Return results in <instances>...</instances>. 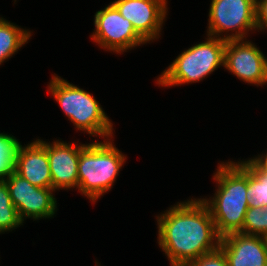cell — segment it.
I'll return each instance as SVG.
<instances>
[{"label":"cell","mask_w":267,"mask_h":266,"mask_svg":"<svg viewBox=\"0 0 267 266\" xmlns=\"http://www.w3.org/2000/svg\"><path fill=\"white\" fill-rule=\"evenodd\" d=\"M168 0H114L118 12L128 19L147 42L159 39L168 12ZM151 41V42H150Z\"/></svg>","instance_id":"cell-10"},{"label":"cell","mask_w":267,"mask_h":266,"mask_svg":"<svg viewBox=\"0 0 267 266\" xmlns=\"http://www.w3.org/2000/svg\"><path fill=\"white\" fill-rule=\"evenodd\" d=\"M247 167V196L250 207H267V175L248 159L240 160Z\"/></svg>","instance_id":"cell-15"},{"label":"cell","mask_w":267,"mask_h":266,"mask_svg":"<svg viewBox=\"0 0 267 266\" xmlns=\"http://www.w3.org/2000/svg\"><path fill=\"white\" fill-rule=\"evenodd\" d=\"M256 30H267V0H255Z\"/></svg>","instance_id":"cell-20"},{"label":"cell","mask_w":267,"mask_h":266,"mask_svg":"<svg viewBox=\"0 0 267 266\" xmlns=\"http://www.w3.org/2000/svg\"><path fill=\"white\" fill-rule=\"evenodd\" d=\"M95 266H101L97 261H95Z\"/></svg>","instance_id":"cell-22"},{"label":"cell","mask_w":267,"mask_h":266,"mask_svg":"<svg viewBox=\"0 0 267 266\" xmlns=\"http://www.w3.org/2000/svg\"><path fill=\"white\" fill-rule=\"evenodd\" d=\"M208 17L206 35L225 41L247 39L256 31L255 0H211Z\"/></svg>","instance_id":"cell-6"},{"label":"cell","mask_w":267,"mask_h":266,"mask_svg":"<svg viewBox=\"0 0 267 266\" xmlns=\"http://www.w3.org/2000/svg\"><path fill=\"white\" fill-rule=\"evenodd\" d=\"M266 152V154H265ZM258 154L256 157L249 158L248 160L263 174L267 175V151Z\"/></svg>","instance_id":"cell-21"},{"label":"cell","mask_w":267,"mask_h":266,"mask_svg":"<svg viewBox=\"0 0 267 266\" xmlns=\"http://www.w3.org/2000/svg\"><path fill=\"white\" fill-rule=\"evenodd\" d=\"M188 266H229L223 251L217 250L204 254L192 261Z\"/></svg>","instance_id":"cell-19"},{"label":"cell","mask_w":267,"mask_h":266,"mask_svg":"<svg viewBox=\"0 0 267 266\" xmlns=\"http://www.w3.org/2000/svg\"><path fill=\"white\" fill-rule=\"evenodd\" d=\"M24 225L13 205L5 180H0V234Z\"/></svg>","instance_id":"cell-16"},{"label":"cell","mask_w":267,"mask_h":266,"mask_svg":"<svg viewBox=\"0 0 267 266\" xmlns=\"http://www.w3.org/2000/svg\"><path fill=\"white\" fill-rule=\"evenodd\" d=\"M219 248L229 266H267V237L231 233L221 238Z\"/></svg>","instance_id":"cell-13"},{"label":"cell","mask_w":267,"mask_h":266,"mask_svg":"<svg viewBox=\"0 0 267 266\" xmlns=\"http://www.w3.org/2000/svg\"><path fill=\"white\" fill-rule=\"evenodd\" d=\"M76 130L92 137L113 138V123L99 101L90 93L54 74L47 86Z\"/></svg>","instance_id":"cell-4"},{"label":"cell","mask_w":267,"mask_h":266,"mask_svg":"<svg viewBox=\"0 0 267 266\" xmlns=\"http://www.w3.org/2000/svg\"><path fill=\"white\" fill-rule=\"evenodd\" d=\"M112 138L92 141L80 150L78 192L93 204L113 187L126 162V156Z\"/></svg>","instance_id":"cell-3"},{"label":"cell","mask_w":267,"mask_h":266,"mask_svg":"<svg viewBox=\"0 0 267 266\" xmlns=\"http://www.w3.org/2000/svg\"><path fill=\"white\" fill-rule=\"evenodd\" d=\"M206 36V41L185 49L158 76L155 82L159 87L200 82L221 66L224 67L226 41Z\"/></svg>","instance_id":"cell-5"},{"label":"cell","mask_w":267,"mask_h":266,"mask_svg":"<svg viewBox=\"0 0 267 266\" xmlns=\"http://www.w3.org/2000/svg\"><path fill=\"white\" fill-rule=\"evenodd\" d=\"M32 32L0 17V65L13 57L28 40Z\"/></svg>","instance_id":"cell-14"},{"label":"cell","mask_w":267,"mask_h":266,"mask_svg":"<svg viewBox=\"0 0 267 266\" xmlns=\"http://www.w3.org/2000/svg\"><path fill=\"white\" fill-rule=\"evenodd\" d=\"M14 171L33 186L52 188L47 142L34 139L24 146L19 142L15 152Z\"/></svg>","instance_id":"cell-12"},{"label":"cell","mask_w":267,"mask_h":266,"mask_svg":"<svg viewBox=\"0 0 267 266\" xmlns=\"http://www.w3.org/2000/svg\"><path fill=\"white\" fill-rule=\"evenodd\" d=\"M20 141L8 133H0V180H5L14 170L15 152Z\"/></svg>","instance_id":"cell-17"},{"label":"cell","mask_w":267,"mask_h":266,"mask_svg":"<svg viewBox=\"0 0 267 266\" xmlns=\"http://www.w3.org/2000/svg\"><path fill=\"white\" fill-rule=\"evenodd\" d=\"M160 249L171 266H188L219 248L221 237L200 198L177 202L156 216Z\"/></svg>","instance_id":"cell-1"},{"label":"cell","mask_w":267,"mask_h":266,"mask_svg":"<svg viewBox=\"0 0 267 266\" xmlns=\"http://www.w3.org/2000/svg\"><path fill=\"white\" fill-rule=\"evenodd\" d=\"M79 144V145H78ZM86 144L67 143L63 140L47 141V155L55 191L78 188V161L80 150Z\"/></svg>","instance_id":"cell-11"},{"label":"cell","mask_w":267,"mask_h":266,"mask_svg":"<svg viewBox=\"0 0 267 266\" xmlns=\"http://www.w3.org/2000/svg\"><path fill=\"white\" fill-rule=\"evenodd\" d=\"M239 233L267 237V207H249Z\"/></svg>","instance_id":"cell-18"},{"label":"cell","mask_w":267,"mask_h":266,"mask_svg":"<svg viewBox=\"0 0 267 266\" xmlns=\"http://www.w3.org/2000/svg\"><path fill=\"white\" fill-rule=\"evenodd\" d=\"M224 69L247 84L257 87L267 84V57L250 40L226 41Z\"/></svg>","instance_id":"cell-9"},{"label":"cell","mask_w":267,"mask_h":266,"mask_svg":"<svg viewBox=\"0 0 267 266\" xmlns=\"http://www.w3.org/2000/svg\"><path fill=\"white\" fill-rule=\"evenodd\" d=\"M13 205L17 208L19 217L24 223L27 218L39 219L54 218L57 212V199L53 188L33 186L14 170L5 179Z\"/></svg>","instance_id":"cell-8"},{"label":"cell","mask_w":267,"mask_h":266,"mask_svg":"<svg viewBox=\"0 0 267 266\" xmlns=\"http://www.w3.org/2000/svg\"><path fill=\"white\" fill-rule=\"evenodd\" d=\"M94 26L90 38L105 51L120 55L134 47L147 44L135 31L132 23L119 13L111 2L95 13Z\"/></svg>","instance_id":"cell-7"},{"label":"cell","mask_w":267,"mask_h":266,"mask_svg":"<svg viewBox=\"0 0 267 266\" xmlns=\"http://www.w3.org/2000/svg\"><path fill=\"white\" fill-rule=\"evenodd\" d=\"M213 174L214 197L200 198L208 207L218 235L222 238L239 233L249 206L247 196V167L238 162H220Z\"/></svg>","instance_id":"cell-2"}]
</instances>
